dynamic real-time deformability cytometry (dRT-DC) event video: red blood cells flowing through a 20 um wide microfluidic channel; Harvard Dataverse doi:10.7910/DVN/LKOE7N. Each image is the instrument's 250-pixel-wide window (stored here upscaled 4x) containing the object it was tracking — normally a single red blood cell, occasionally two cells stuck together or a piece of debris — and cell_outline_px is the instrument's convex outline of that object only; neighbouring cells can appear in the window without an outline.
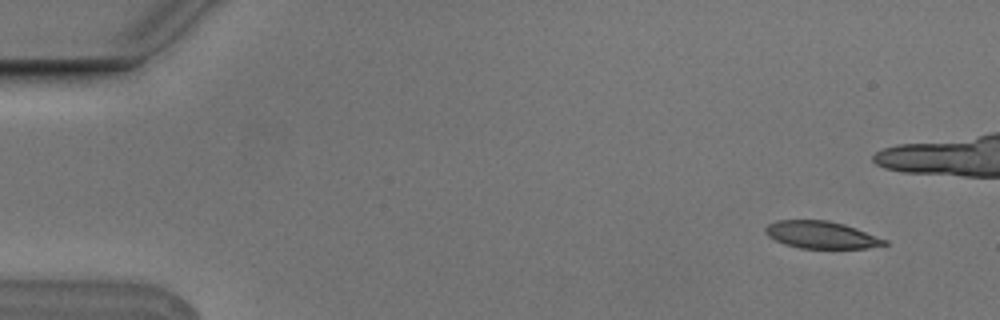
{"species": "Egyptian fruit bat (a non-hibernating species)", "species_latin": "Rousettus aegyptiacus", "temperature_condition": "cold", "stored_images_in_passage": 8, "camera_frame_rate_fps": 3000, "um_per_image_px": 0.085, "animal": {"sex": "male"}, "frame": {"image": 1, "passage_image": 2, "time_ms": 0.333, "image_size_px": [1000, 320], "cell_outline_px": [[888, 244], [864, 248], [800, 248], [784, 244], [768, 236], [764, 232], [764, 228], [768, 224], [776, 220], [828, 220], [844, 224], [856, 228], [888, 240]], "centroid_in_image_um": [69.79, 19.95], "position_along_channel_um": 15.2, "area_um2": 18.9}}
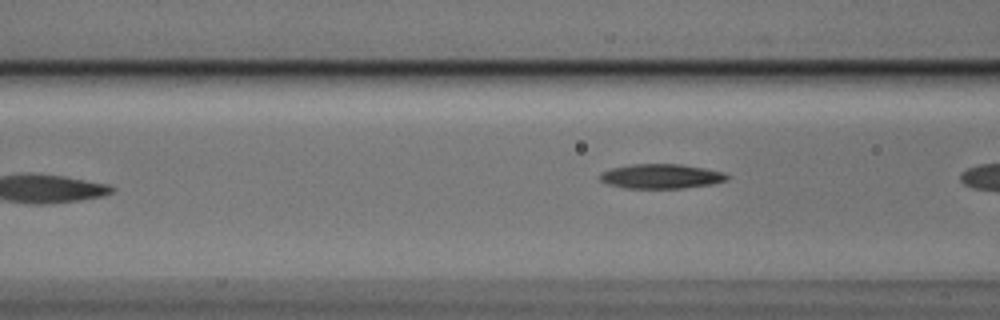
{"frame": {"image": 2, "passage_image": 8, "time_ms": 2.333, "image_size_px": [1000, 320], "cell_outline_px": [[728, 180], [712, 184], [680, 188], [624, 188], [608, 184], [600, 180], [600, 176], [604, 172], [612, 168], [632, 164], [680, 164], [704, 168], [724, 172], [728, 176]], "centroid_in_image_um": [56.22, 14.98], "position_along_channel_um": 110.4, "area_um2": 18.03}}